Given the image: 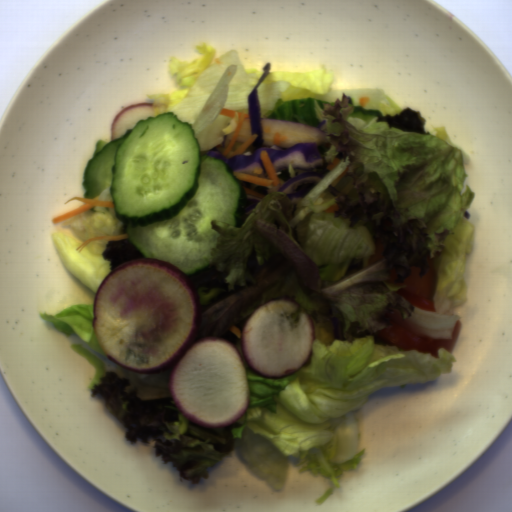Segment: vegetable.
I'll use <instances>...</instances> for the list:
<instances>
[{
	"mask_svg": "<svg viewBox=\"0 0 512 512\" xmlns=\"http://www.w3.org/2000/svg\"><path fill=\"white\" fill-rule=\"evenodd\" d=\"M59 228L70 229L78 240L58 231L52 233L51 241L63 269L94 295L116 266L145 257L130 237L90 241L80 253L76 251L88 238L127 233L122 222L116 218L114 208L96 206L68 218Z\"/></svg>",
	"mask_w": 512,
	"mask_h": 512,
	"instance_id": "vegetable-3",
	"label": "vegetable"
},
{
	"mask_svg": "<svg viewBox=\"0 0 512 512\" xmlns=\"http://www.w3.org/2000/svg\"><path fill=\"white\" fill-rule=\"evenodd\" d=\"M194 47L201 58L191 62L177 55L168 58L167 70L179 84L177 89L146 96L154 117L173 112L192 125L201 157L211 149L223 154L239 128V112L249 114L248 95L263 72L258 67L246 69L234 49L215 59L217 47L207 42Z\"/></svg>",
	"mask_w": 512,
	"mask_h": 512,
	"instance_id": "vegetable-2",
	"label": "vegetable"
},
{
	"mask_svg": "<svg viewBox=\"0 0 512 512\" xmlns=\"http://www.w3.org/2000/svg\"><path fill=\"white\" fill-rule=\"evenodd\" d=\"M42 321L66 337L77 336L94 352L109 358L101 349L93 330V303L72 304L55 315L38 312ZM110 359V358H109Z\"/></svg>",
	"mask_w": 512,
	"mask_h": 512,
	"instance_id": "vegetable-4",
	"label": "vegetable"
},
{
	"mask_svg": "<svg viewBox=\"0 0 512 512\" xmlns=\"http://www.w3.org/2000/svg\"><path fill=\"white\" fill-rule=\"evenodd\" d=\"M335 74L322 62L303 73L270 71L256 88L261 119L317 126L325 120L322 165L276 172L281 183L261 186L238 179L246 193L240 227L216 219L219 232L209 265L188 276L202 307L194 341L216 336L240 352L249 378L250 404L224 428H205L187 419L169 391L173 368L125 376L107 371L102 358L83 344L73 351L96 368L88 383L136 445L154 440L155 458L171 462L193 484L209 479V467L233 449L271 491L284 488L290 456L300 459L299 475H322L341 487L344 471L357 470L359 422L354 412L383 388H405L453 373L457 359L445 348L439 358L403 351L379 332L397 323L425 338L452 340L469 284L467 254L476 226L465 216L476 193L466 185L468 154L450 141L447 128L425 129L419 111L401 108L383 89L332 88ZM341 159L330 171L334 158ZM333 188L332 181L346 167ZM325 176L305 182L294 205L276 192L302 173ZM434 259L436 311L415 306L402 286ZM396 269L397 280L390 281ZM290 297L316 326L312 355L297 372L281 379L251 370L235 334L261 304Z\"/></svg>",
	"mask_w": 512,
	"mask_h": 512,
	"instance_id": "vegetable-1",
	"label": "vegetable"
}]
</instances>
